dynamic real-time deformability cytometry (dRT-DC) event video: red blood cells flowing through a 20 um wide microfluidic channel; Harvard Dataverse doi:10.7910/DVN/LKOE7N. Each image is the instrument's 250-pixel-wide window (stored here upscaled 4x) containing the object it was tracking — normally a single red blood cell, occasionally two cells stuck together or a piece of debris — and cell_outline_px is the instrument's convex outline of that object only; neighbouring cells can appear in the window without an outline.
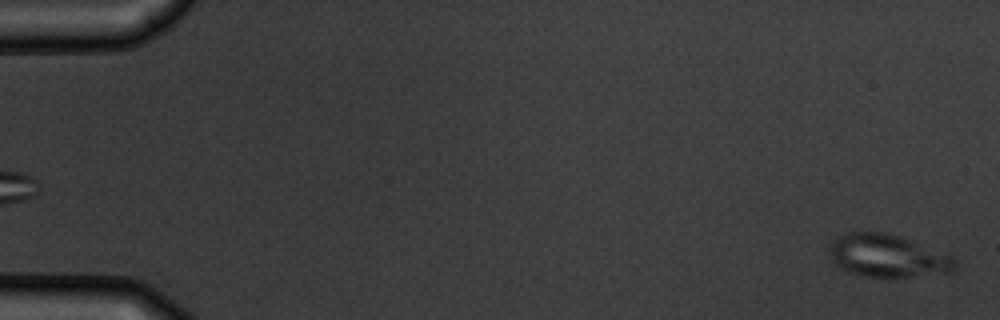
{"species": "common noctule bat (a hibernating species)", "species_latin": "Nyctalus noctula", "temperature_condition": "warm", "stored_images_in_passage": 3, "camera_frame_rate_fps": 3000, "um_per_image_px": 0.085, "animal": {"sex": "male", "body_mass_g": 19.5, "forearm_length_mm": 54.6}, "frame": {"image": 1, "passage_image": 3, "time_ms": 2.333, "image_size_px": [1000, 320], "cell_outline_px": [[956, 268], [952, 272], [908, 276], [864, 276], [848, 272], [840, 268], [832, 260], [832, 244], [840, 236], [848, 232], [888, 232], [900, 236], [952, 256], [956, 260]], "centroid_in_image_um": [75.48, 21.74], "position_along_channel_um": 9.5, "area_um2": 30.58}}